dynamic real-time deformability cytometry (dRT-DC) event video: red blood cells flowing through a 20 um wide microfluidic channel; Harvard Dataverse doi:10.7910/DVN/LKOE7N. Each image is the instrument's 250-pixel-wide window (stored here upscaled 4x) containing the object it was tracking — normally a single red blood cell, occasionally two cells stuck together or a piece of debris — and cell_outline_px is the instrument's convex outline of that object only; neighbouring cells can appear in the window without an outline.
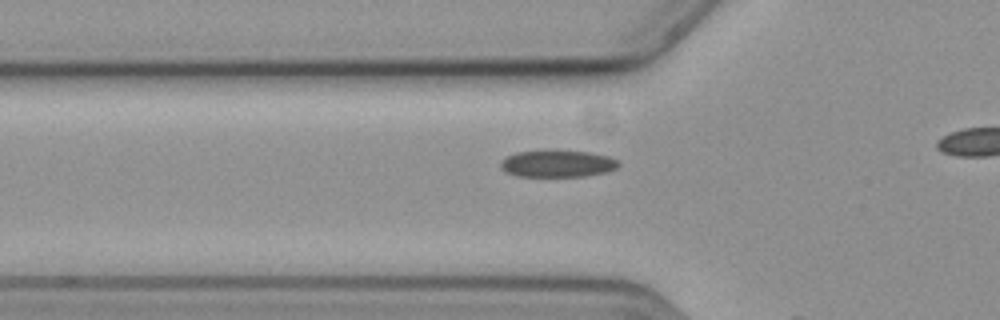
{"species": "common noctule bat (a hibernating species)", "species_latin": "Nyctalus noctula", "temperature_condition": "cold", "stored_images_in_passage": 7, "camera_frame_rate_fps": 3000, "um_per_image_px": 0.085, "animal": {"sex": "female", "body_mass_g": 19.3, "forearm_length_mm": 54.1}, "frame": {"image": 1, "passage_image": 6, "time_ms": 1.667, "image_size_px": [1000, 320], "cell_outline_px": [[620, 164], [616, 168], [608, 172], [584, 176], [516, 176], [504, 172], [500, 168], [500, 160], [516, 152], [544, 148], [548, 148], [592, 152], [608, 156], [620, 160]], "centroid_in_image_um": [47.37, 13.87], "position_along_channel_um": 78.4, "area_um2": 19.42}}